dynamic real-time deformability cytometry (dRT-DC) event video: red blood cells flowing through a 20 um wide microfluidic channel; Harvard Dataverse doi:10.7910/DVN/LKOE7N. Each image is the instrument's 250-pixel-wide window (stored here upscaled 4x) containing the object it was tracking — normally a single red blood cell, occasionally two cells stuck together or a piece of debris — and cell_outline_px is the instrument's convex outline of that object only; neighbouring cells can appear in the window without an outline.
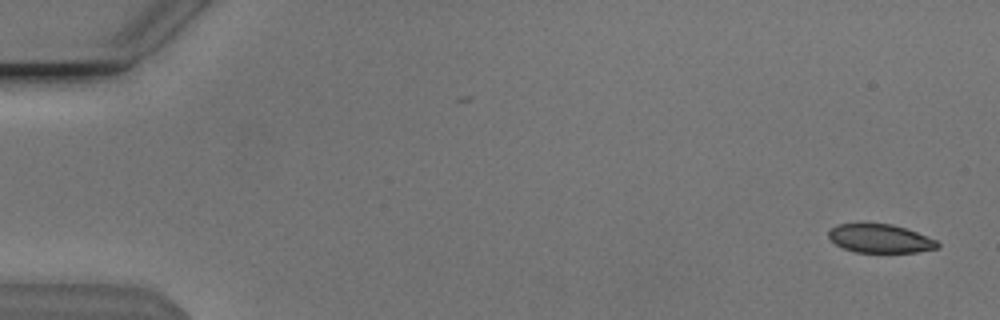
{"species": "Egyptian fruit bat (a non-hibernating species)", "species_latin": "Rousettus aegyptiacus", "temperature_condition": "cold", "stored_images_in_passage": 53, "camera_frame_rate_fps": 3000, "um_per_image_px": 0.085, "animal": {"sex": "male"}, "frame": {"image": 1, "passage_image": 2, "time_ms": 0.333, "image_size_px": [1000, 320], "cell_outline_px": [[940, 248], [916, 252], [856, 252], [844, 248], [836, 244], [828, 236], [828, 232], [836, 224], [892, 224], [916, 232], [936, 240], [940, 244]], "centroid_in_image_um": [74.83, 20.28], "position_along_channel_um": 10.2, "area_um2": 17.92}}
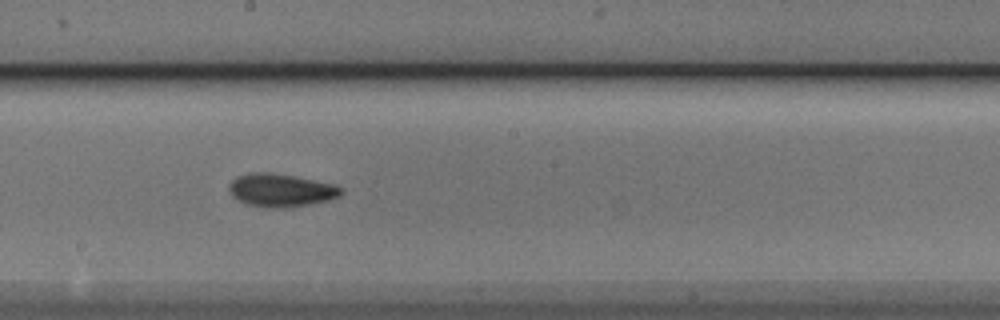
{"frame": {"image": 2, "passage_image": 30, "time_ms": 9.667, "image_size_px": [1000, 320], "cell_outline_px": [[344, 192], [340, 196], [328, 200], [288, 208], [268, 208], [248, 204], [232, 196], [228, 188], [228, 184], [236, 176], [248, 172], [268, 172], [292, 176], [332, 184], [344, 188]], "centroid_in_image_um": [23.85, 16.17], "position_along_channel_um": 224.3, "area_um2": 21.56}}
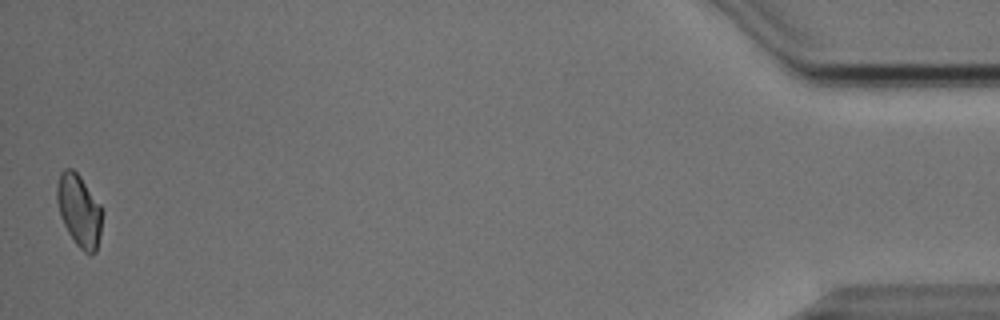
{"frame": {"image": 3, "passage_image": 53, "time_ms": 17.333, "image_size_px": [1000, 320], "cell_outline_px": [[104, 212], [96, 252], [84, 252], [76, 244], [68, 232], [60, 216], [56, 200], [56, 188], [60, 172], [64, 168], [72, 168], [80, 176], [100, 204]], "centroid_in_image_um": [6.72, 17.86], "position_along_channel_um": 428.5, "area_um2": 19.07}, "authors_computed_cell_mechanics": {"area_um2": 19.8254, "velocity_mm_per_s": 3.8402, "shape_relaxation_time_tau1_ms": 4.1435, "shape_relaxation_time_tau2_ms": 5.0915, "deformation_change_tau1": 0.1132, "deformation_change_tau2": 0.0835}}